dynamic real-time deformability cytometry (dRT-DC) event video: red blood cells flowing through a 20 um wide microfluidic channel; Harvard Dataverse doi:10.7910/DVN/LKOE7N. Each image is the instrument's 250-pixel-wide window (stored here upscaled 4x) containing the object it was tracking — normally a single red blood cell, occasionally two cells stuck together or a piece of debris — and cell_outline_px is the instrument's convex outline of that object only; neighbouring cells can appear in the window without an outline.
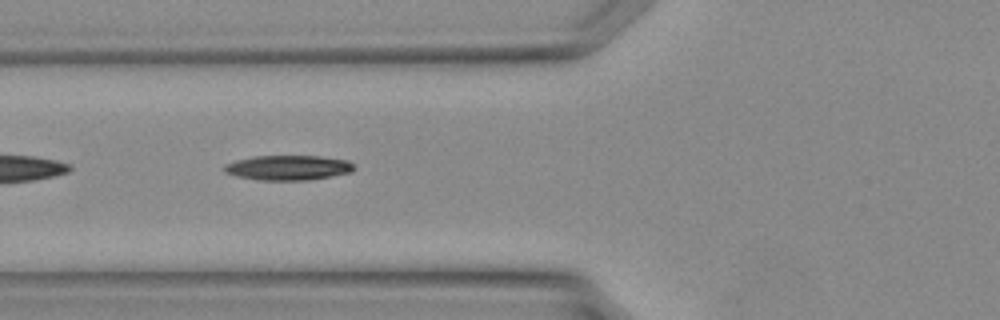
{"species": "Egyptian fruit bat (a non-hibernating species)", "species_latin": "Rousettus aegyptiacus", "temperature_condition": "warm", "stored_images_in_passage": 36, "segment_of_instrument_passage": [2, 2], "camera_frame_rate_fps": 3000, "um_per_image_px": 0.085, "animal": {"sex": "female"}, "frame": {"image": 1, "passage_image": 14, "time_ms": 4.333, "image_size_px": [1000, 320], "cell_outline_px": [[356, 168], [352, 172], [332, 176], [308, 180], [260, 180], [236, 176], [224, 172], [224, 164], [236, 160], [252, 156], [320, 156], [348, 160]], "centroid_in_image_um": [24.49, 14.25], "position_along_channel_um": 101.3, "area_um2": 18.9}}
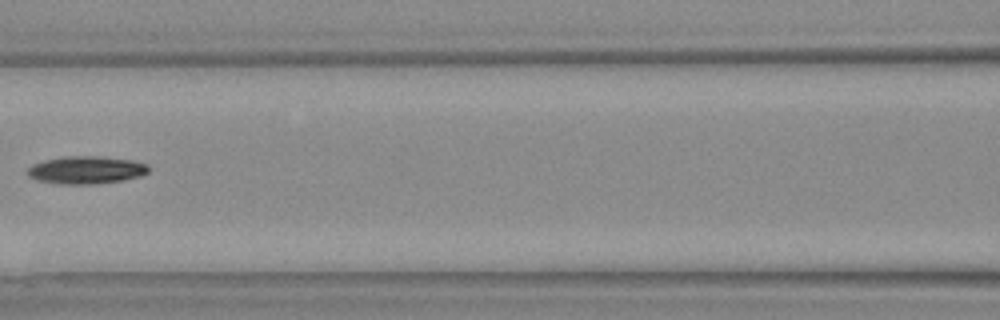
{"frame": {"image": 2, "passage_image": 17, "time_ms": 5.333, "image_size_px": [1000, 320], "cell_outline_px": [[148, 172], [140, 176], [124, 180], [96, 184], [60, 184], [36, 180], [28, 176], [28, 168], [32, 164], [44, 160], [68, 156], [96, 156], [132, 160], [148, 164]], "centroid_in_image_um": [7.32, 14.45], "position_along_channel_um": 159.3, "area_um2": 19.54}}